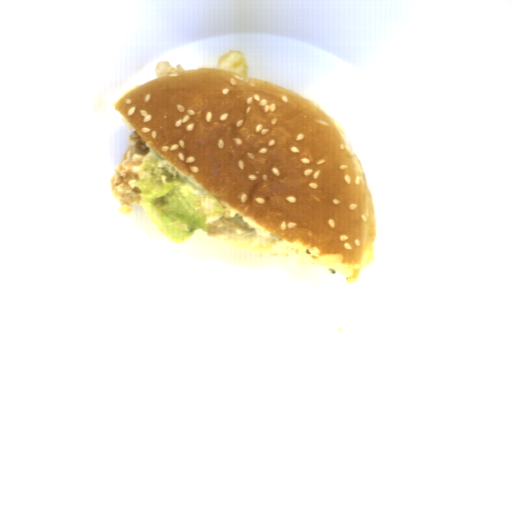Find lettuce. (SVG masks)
Masks as SVG:
<instances>
[{"instance_id":"1","label":"lettuce","mask_w":512,"mask_h":512,"mask_svg":"<svg viewBox=\"0 0 512 512\" xmlns=\"http://www.w3.org/2000/svg\"><path fill=\"white\" fill-rule=\"evenodd\" d=\"M138 174L135 184L140 189V207L175 244L186 241L197 230L208 232L219 218L240 214L153 150L143 154Z\"/></svg>"},{"instance_id":"2","label":"lettuce","mask_w":512,"mask_h":512,"mask_svg":"<svg viewBox=\"0 0 512 512\" xmlns=\"http://www.w3.org/2000/svg\"><path fill=\"white\" fill-rule=\"evenodd\" d=\"M215 69L248 76V65L245 55L238 50H230L219 57Z\"/></svg>"}]
</instances>
